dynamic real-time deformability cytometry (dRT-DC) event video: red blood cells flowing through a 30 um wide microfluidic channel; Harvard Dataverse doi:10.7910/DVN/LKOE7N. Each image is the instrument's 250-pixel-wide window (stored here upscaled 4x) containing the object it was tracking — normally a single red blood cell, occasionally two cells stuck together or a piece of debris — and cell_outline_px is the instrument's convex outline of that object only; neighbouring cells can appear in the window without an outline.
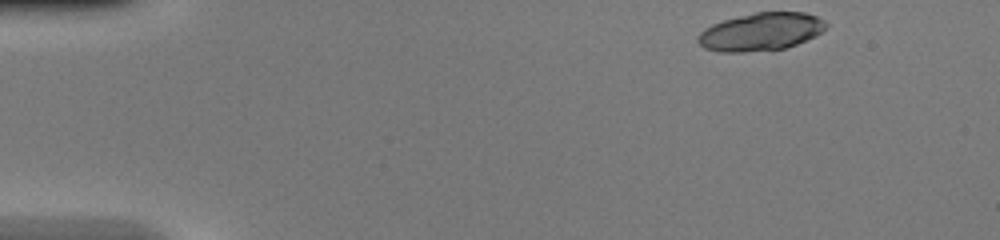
{"species": "common noctule bat (a hibernating species)", "species_latin": "Nyctalus noctula", "temperature_condition": "warm", "stored_images_in_passage": 40, "camera_frame_rate_fps": 3000, "um_per_image_px": 0.085, "animal": {"sex": "female", "body_mass_g": 20.0, "forearm_length_mm": 54.0}, "frame": {"image": 1, "passage_image": 1, "time_ms": 0.0, "image_size_px": [1000, 240], "cell_outline_px": [[828, 24], [816, 36], [796, 44], [772, 52], [720, 52], [704, 48], [696, 40], [696, 36], [704, 28], [712, 24], [724, 20], [756, 12], [804, 12], [816, 16], [824, 20]], "centroid_in_image_um": [64.66, 2.72], "position_along_channel_um": 20.3, "area_um2": 28.55}}